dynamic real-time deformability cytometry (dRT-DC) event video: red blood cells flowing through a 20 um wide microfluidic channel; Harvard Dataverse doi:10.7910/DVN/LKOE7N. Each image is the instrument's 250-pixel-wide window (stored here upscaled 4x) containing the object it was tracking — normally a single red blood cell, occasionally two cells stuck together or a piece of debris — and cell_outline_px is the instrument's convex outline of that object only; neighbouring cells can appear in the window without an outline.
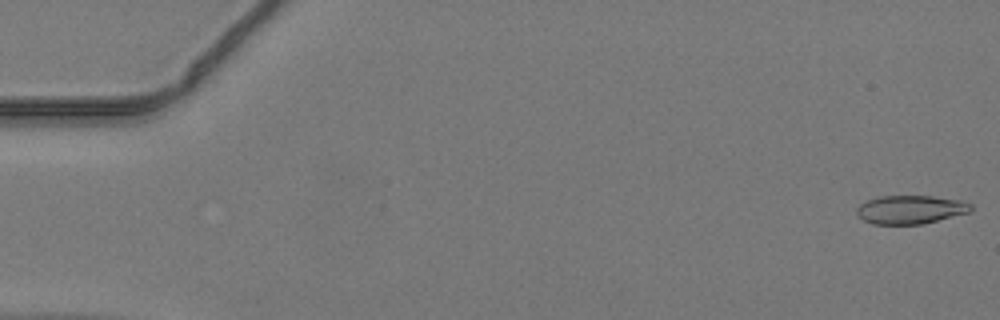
{"species": "common noctule bat (a hibernating species)", "species_latin": "Nyctalus noctula", "temperature_condition": "warm", "stored_images_in_passage": 48, "camera_frame_rate_fps": 3000, "um_per_image_px": 0.085, "animal": {"sex": "male", "body_mass_g": 19.2, "forearm_length_mm": 51.8}, "frame": {"image": 1, "passage_image": 1, "time_ms": 0.0, "image_size_px": [1000, 320], "cell_outline_px": [[972, 212], [924, 224], [872, 224], [864, 220], [856, 212], [856, 208], [860, 204], [868, 200], [880, 196], [932, 196], [960, 200], [972, 204]], "centroid_in_image_um": [77.43, 17.82], "position_along_channel_um": 7.6, "area_um2": 19.07}}
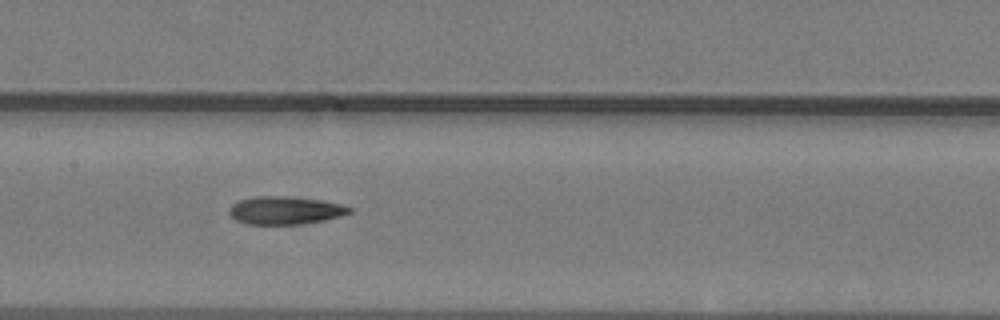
{"frame": {"image": 2, "passage_image": 24, "time_ms": 7.667, "image_size_px": [1000, 320], "cell_outline_px": [[352, 212], [344, 216], [300, 224], [248, 224], [236, 220], [228, 212], [228, 208], [232, 204], [240, 200], [252, 196], [288, 196], [320, 200], [344, 204], [352, 208]], "centroid_in_image_um": [24.26, 17.87], "position_along_channel_um": 183.1, "area_um2": 19.71}}
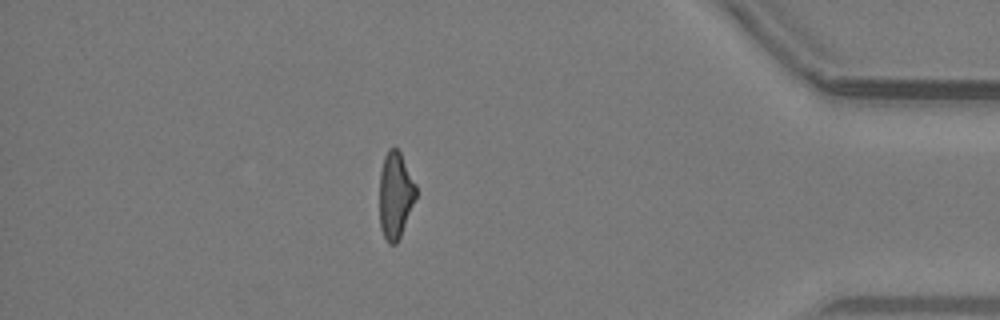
{"frame": {"image": 3, "passage_image": 42, "time_ms": 13.667, "image_size_px": [1000, 320], "cell_outline_px": [[416, 196], [400, 236], [396, 244], [388, 244], [380, 228], [380, 172], [384, 156], [388, 148], [396, 148], [400, 152], [416, 184]], "centroid_in_image_um": [33.59, 16.57], "position_along_channel_um": 401.6, "area_um2": 18.21}}